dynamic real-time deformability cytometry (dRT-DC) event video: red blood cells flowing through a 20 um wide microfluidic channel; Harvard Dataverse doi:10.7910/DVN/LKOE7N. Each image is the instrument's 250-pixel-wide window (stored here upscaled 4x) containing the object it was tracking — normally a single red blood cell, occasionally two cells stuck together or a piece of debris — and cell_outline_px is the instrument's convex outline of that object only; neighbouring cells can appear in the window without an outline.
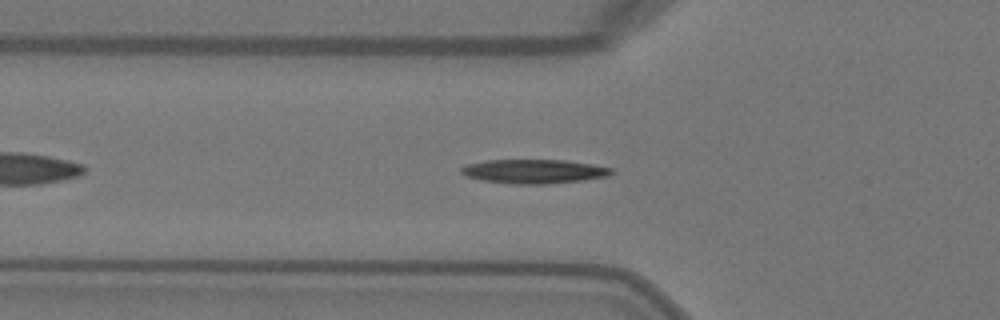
{"species": "Egyptian fruit bat (a non-hibernating species)", "species_latin": "Rousettus aegyptiacus", "temperature_condition": "warm", "stored_images_in_passage": 40, "camera_frame_rate_fps": 3000, "um_per_image_px": 0.085, "animal": {"sex": "female"}, "frame": {"image": 1, "passage_image": 7, "time_ms": 2.0, "image_size_px": [1000, 320], "cell_outline_px": [[612, 172], [608, 176], [584, 180], [544, 184], [512, 184], [480, 180], [464, 176], [460, 172], [460, 168], [468, 164], [488, 160], [564, 160], [592, 164], [612, 168]], "centroid_in_image_um": [45.35, 14.57], "position_along_channel_um": 80.4, "area_um2": 21.1}}
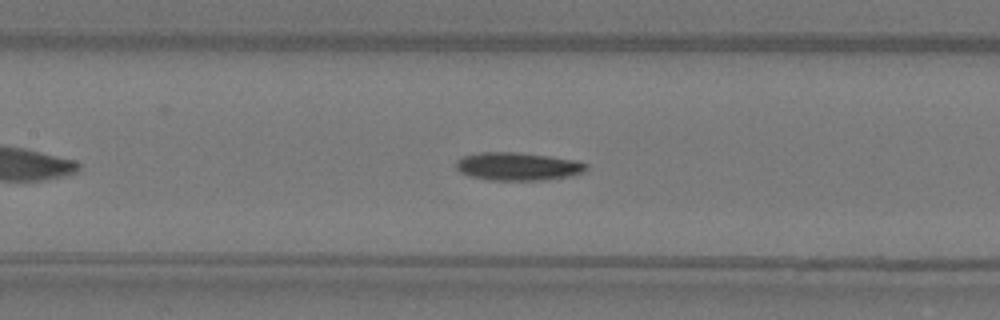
{"frame": {"image": 2, "passage_image": 13, "time_ms": 4.0, "image_size_px": [1000, 320], "cell_outline_px": [[588, 168], [584, 172], [572, 176], [544, 180], [488, 180], [468, 176], [460, 172], [456, 168], [456, 160], [460, 156], [480, 152], [520, 152], [552, 156], [576, 160], [588, 164]], "centroid_in_image_um": [44.01, 14.14], "position_along_channel_um": 163.4, "area_um2": 21.73}}
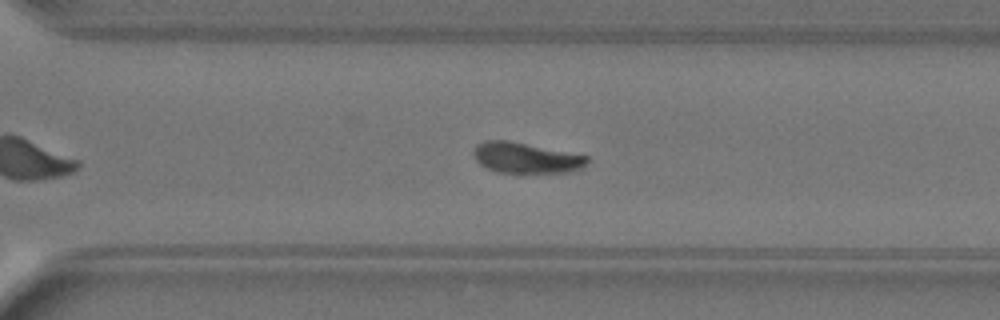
{"frame": {"image": 3, "passage_image": 25, "time_ms": 8.0, "image_size_px": [1000, 320], "cell_outline_px": [[588, 164], [584, 168], [572, 172], [496, 172], [480, 164], [472, 156], [472, 152], [476, 144], [484, 140], [508, 140], [588, 156]], "centroid_in_image_um": [44.69, 13.41], "position_along_channel_um": 325.9, "area_um2": 20.35}, "authors_computed_cell_mechanics": {"area_um2": 20.3167, "velocity_mm_per_s": 4.0843, "shape_relaxation_time_tau1_ms": 3.0969, "shape_relaxation_time_tau2_ms": null, "deformation_change_tau1": 0.148, "deformation_change_tau2": null}}